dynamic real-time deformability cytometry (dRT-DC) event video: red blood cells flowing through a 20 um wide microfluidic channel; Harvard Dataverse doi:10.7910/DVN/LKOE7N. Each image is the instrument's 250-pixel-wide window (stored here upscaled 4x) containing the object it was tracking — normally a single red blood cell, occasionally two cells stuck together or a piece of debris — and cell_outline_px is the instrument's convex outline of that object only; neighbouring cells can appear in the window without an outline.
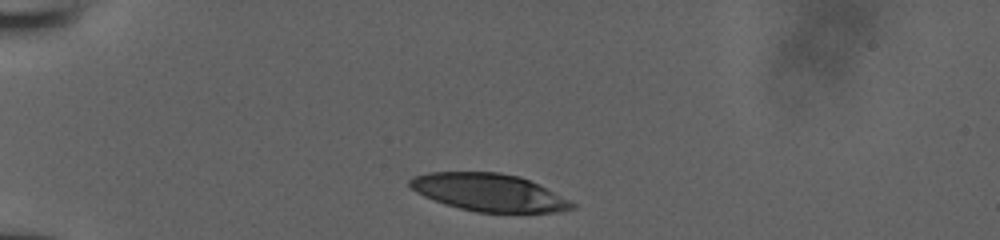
{"species": "human", "species_latin": "Homo sapiens", "temperature_condition": "room temperature", "stored_images_in_passage": 6, "camera_frame_rate_fps": 3000, "um_per_image_px": 0.085, "donor": {"sex": "male"}, "frame": {"image": 1, "passage_image": 1, "time_ms": 0.0, "image_size_px": [1000, 240], "cell_outline_px": [[576, 208], [560, 212], [476, 212], [444, 204], [424, 196], [416, 192], [408, 184], [408, 180], [412, 176], [428, 172], [500, 172], [520, 176], [576, 204]], "centroid_in_image_um": [41.51, 16.35], "position_along_channel_um": 43.5, "area_um2": 35.26}}
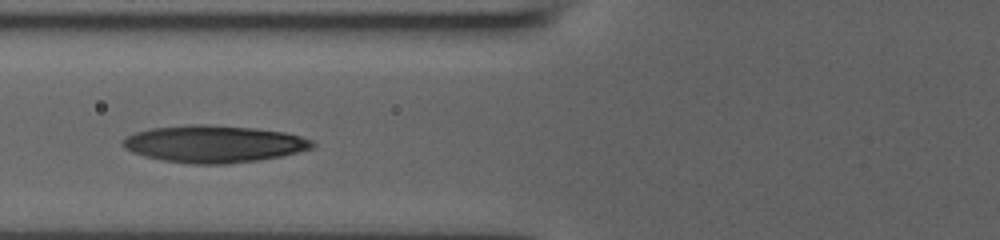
{"frame": {"image": 2, "passage_image": 4, "time_ms": 1.0, "image_size_px": [1000, 240], "cell_outline_px": [[316, 144], [312, 148], [280, 156], [260, 160], [228, 164], [192, 164], [164, 160], [144, 156], [132, 152], [124, 148], [120, 144], [128, 136], [136, 132], [152, 128], [192, 124], [208, 124], [256, 128], [284, 132], [300, 136], [312, 140]], "centroid_in_image_um": [18.18, 12.23], "position_along_channel_um": 107.6, "area_um2": 40.98}}
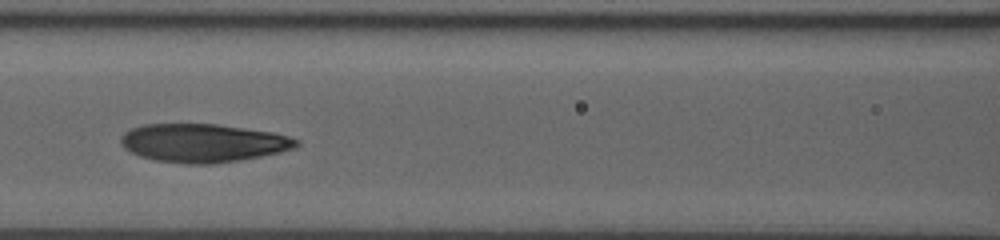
{"frame": {"image": 3, "passage_image": 5, "time_ms": 1.333, "image_size_px": [1000, 240], "cell_outline_px": [[300, 144], [296, 148], [280, 152], [240, 160], [212, 164], [184, 164], [156, 160], [140, 156], [124, 148], [120, 144], [120, 136], [124, 132], [132, 128], [144, 124], [216, 124], [272, 132], [288, 136], [300, 140]], "centroid_in_image_um": [17.26, 12.15], "position_along_channel_um": 149.3, "area_um2": 39.36}}